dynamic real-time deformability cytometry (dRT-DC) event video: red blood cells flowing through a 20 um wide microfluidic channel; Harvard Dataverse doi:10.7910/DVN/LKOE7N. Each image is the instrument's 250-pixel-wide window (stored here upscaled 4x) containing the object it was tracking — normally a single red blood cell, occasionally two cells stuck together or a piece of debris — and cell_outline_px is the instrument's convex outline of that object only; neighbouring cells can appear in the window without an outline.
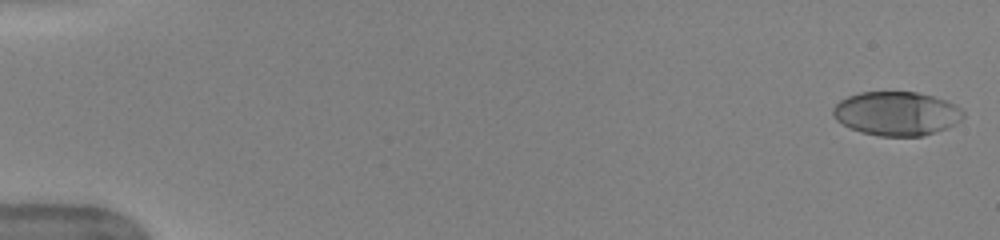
{"species": "human", "species_latin": "Homo sapiens", "temperature_condition": "warm", "stored_images_in_passage": 51, "camera_frame_rate_fps": 3000, "um_per_image_px": 0.085, "donor": {"sex": "female"}, "frame": {"image": 1, "passage_image": 1, "time_ms": 0.0, "image_size_px": [1000, 240], "cell_outline_px": [[964, 116], [956, 124], [948, 128], [920, 136], [880, 136], [860, 132], [836, 120], [832, 116], [832, 108], [840, 100], [848, 96], [860, 92], [916, 92], [932, 96], [956, 104], [964, 112]], "centroid_in_image_um": [76.2, 9.65], "position_along_channel_um": 8.8, "area_um2": 33.35}}
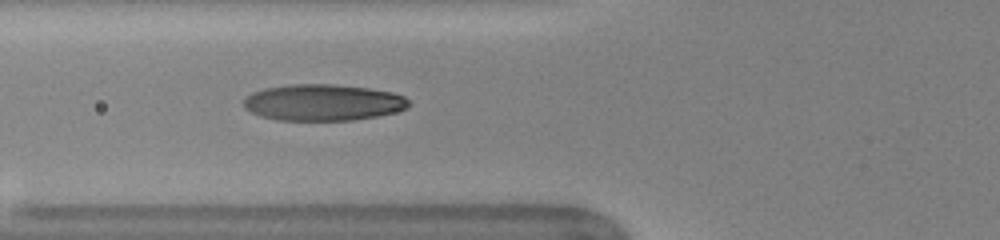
{"frame": {"image": 2, "passage_image": 20, "time_ms": 6.333, "image_size_px": [1000, 240], "cell_outline_px": [[412, 104], [408, 108], [376, 116], [352, 120], [276, 120], [260, 116], [244, 108], [244, 100], [252, 92], [264, 88], [292, 84], [332, 84], [368, 88], [392, 92], [404, 96]], "centroid_in_image_um": [27.45, 8.71], "position_along_channel_um": 98.3, "area_um2": 34.97}}
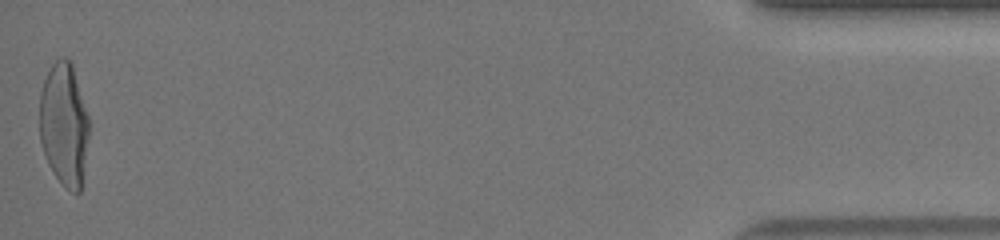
{"frame": {"image": 3, "passage_image": 51, "time_ms": 16.667, "image_size_px": [1000, 240], "cell_outline_px": [[88, 136], [80, 192], [72, 192], [56, 176], [48, 164], [40, 140], [40, 92], [44, 80], [52, 64], [60, 56], [64, 56], [72, 64], [88, 116]], "centroid_in_image_um": [5.43, 10.54], "position_along_channel_um": 429.8, "area_um2": 34.85}, "authors_computed_cell_mechanics": {"area_um2": 34.5066, "velocity_mm_per_s": 3.9931, "shape_relaxation_time_tau1_ms": 4.3744, "shape_relaxation_time_tau2_ms": null, "deformation_change_tau1": 0.2251, "deformation_change_tau2": null}}